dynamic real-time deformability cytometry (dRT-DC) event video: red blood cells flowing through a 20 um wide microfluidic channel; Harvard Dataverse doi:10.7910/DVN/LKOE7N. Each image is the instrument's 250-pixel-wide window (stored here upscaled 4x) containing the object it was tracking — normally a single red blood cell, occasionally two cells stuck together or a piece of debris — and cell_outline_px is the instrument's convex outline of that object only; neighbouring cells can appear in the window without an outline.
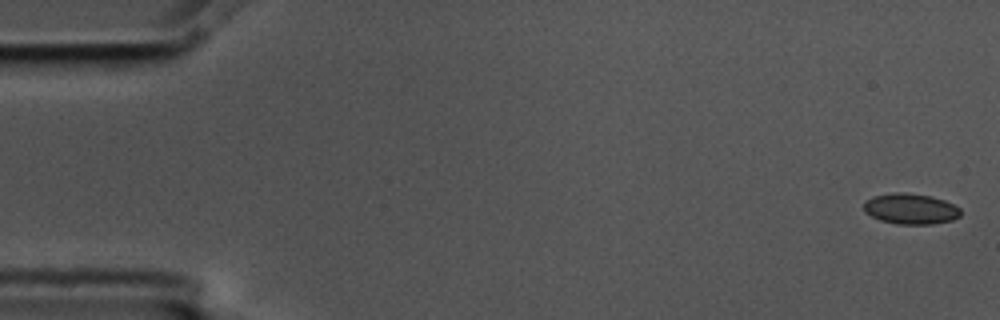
{"species": "common noctule bat (a hibernating species)", "species_latin": "Nyctalus noctula", "temperature_condition": "cold", "stored_images_in_passage": 5, "camera_frame_rate_fps": 3000, "um_per_image_px": 0.085, "animal": {"sex": "male", "body_mass_g": 17.5, "forearm_length_mm": 52.3}, "frame": {"image": 1, "passage_image": 1, "time_ms": 0.0, "image_size_px": [1000, 320], "cell_outline_px": [[960, 216], [952, 220], [932, 224], [896, 224], [880, 220], [864, 212], [864, 204], [872, 196], [896, 192], [904, 192], [932, 196], [944, 200], [960, 208]], "centroid_in_image_um": [77.4, 17.75], "position_along_channel_um": 7.6, "area_um2": 17.28}}
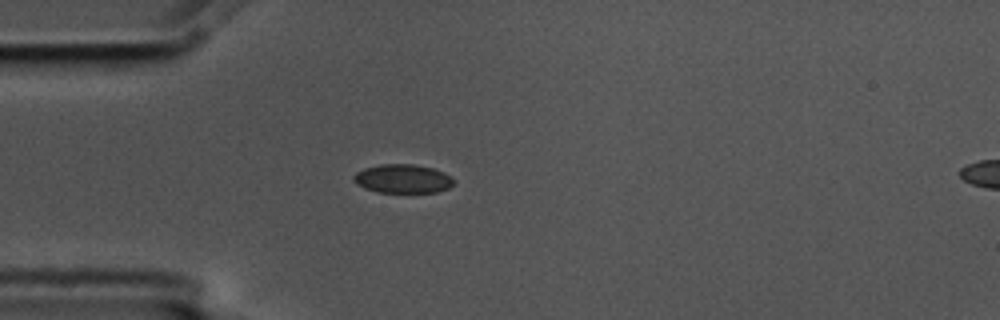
{"frame": {"image": 2, "passage_image": 5, "time_ms": 1.333, "image_size_px": [1000, 320], "cell_outline_px": [[456, 180], [448, 188], [436, 192], [376, 192], [364, 188], [356, 184], [352, 180], [352, 176], [356, 172], [364, 168], [380, 164], [412, 164], [432, 168], [444, 172], [452, 176]], "centroid_in_image_um": [34.21, 15.19], "position_along_channel_um": 50.8, "area_um2": 16.94}}